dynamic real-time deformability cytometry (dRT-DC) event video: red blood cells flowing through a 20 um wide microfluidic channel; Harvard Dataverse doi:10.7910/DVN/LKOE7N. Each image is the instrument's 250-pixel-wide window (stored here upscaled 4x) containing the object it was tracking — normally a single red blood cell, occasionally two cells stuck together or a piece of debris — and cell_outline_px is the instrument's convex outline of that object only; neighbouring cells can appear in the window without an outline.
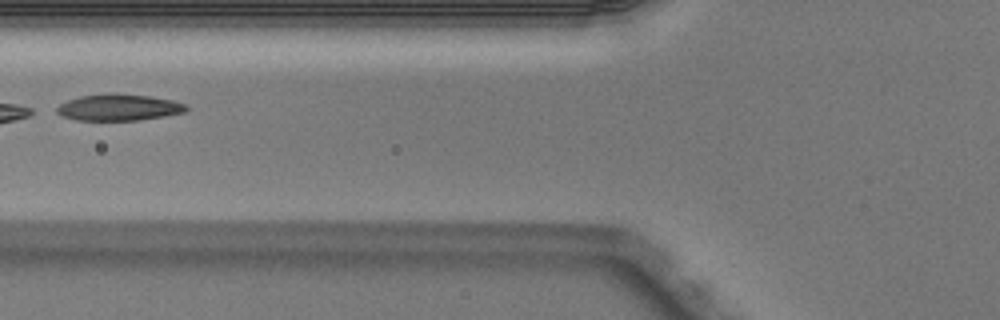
{"species": "Egyptian fruit bat (a non-hibernating species)", "species_latin": "Rousettus aegyptiacus", "temperature_condition": "warm", "stored_images_in_passage": 5, "camera_frame_rate_fps": 3000, "um_per_image_px": 0.085, "animal": {"sex": "male"}, "frame": {"image": 1, "passage_image": 5, "time_ms": 1.333, "image_size_px": [1000, 320], "cell_outline_px": [[188, 108], [184, 112], [164, 116], [140, 120], [76, 120], [60, 116], [56, 112], [56, 108], [60, 104], [68, 100], [80, 96], [104, 92], [116, 92], [148, 96], [172, 100], [188, 104]], "centroid_in_image_um": [10.07, 9.11], "position_along_channel_um": 115.7, "area_um2": 20.29}}